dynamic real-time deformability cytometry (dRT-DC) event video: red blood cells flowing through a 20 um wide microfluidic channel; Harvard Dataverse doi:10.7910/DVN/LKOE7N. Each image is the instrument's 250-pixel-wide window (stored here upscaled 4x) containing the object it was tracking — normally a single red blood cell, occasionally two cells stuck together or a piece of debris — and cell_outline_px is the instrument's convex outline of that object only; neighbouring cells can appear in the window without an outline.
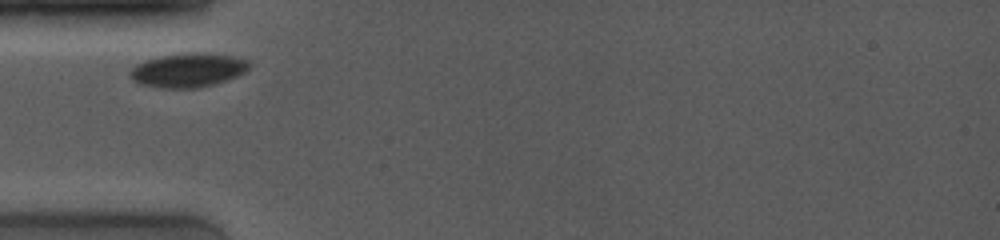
{"species": "common noctule bat (a hibernating species)", "species_latin": "Nyctalus noctula", "temperature_condition": "room temperature", "stored_images_in_passage": 7, "camera_frame_rate_fps": 4000, "um_per_image_px": 0.085, "animal": {"sex": "female", "body_mass_g": 19.0, "forearm_length_mm": 53.3}, "frame": {"image": 1, "passage_image": 1, "time_ms": 0.0, "image_size_px": [1000, 240], "cell_outline_px": [[248, 68], [244, 72], [236, 76], [212, 84], [196, 88], [164, 88], [140, 84], [132, 80], [128, 76], [128, 72], [136, 64], [144, 60], [160, 56], [192, 52], [200, 52], [232, 56], [248, 60]], "centroid_in_image_um": [15.91, 5.96], "position_along_channel_um": 69.1, "area_um2": 23.47}}
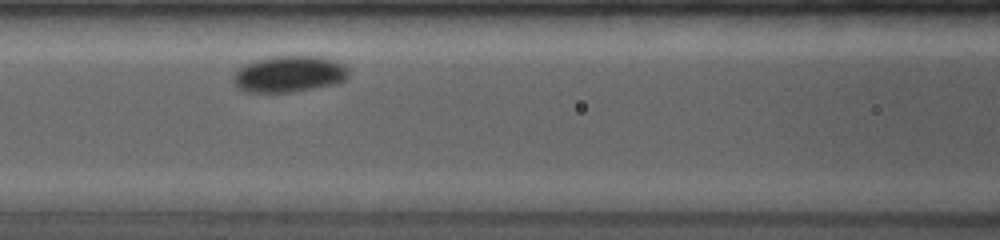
{"frame": {"image": 2, "passage_image": 4, "time_ms": 2.0, "image_size_px": [1000, 240], "cell_outline_px": [[348, 76], [344, 80], [336, 84], [292, 92], [248, 92], [236, 88], [232, 80], [236, 72], [244, 64], [256, 60], [272, 56], [320, 56], [336, 60], [344, 64], [348, 68]], "centroid_in_image_um": [24.59, 6.29], "position_along_channel_um": 142.0, "area_um2": 24.62}}